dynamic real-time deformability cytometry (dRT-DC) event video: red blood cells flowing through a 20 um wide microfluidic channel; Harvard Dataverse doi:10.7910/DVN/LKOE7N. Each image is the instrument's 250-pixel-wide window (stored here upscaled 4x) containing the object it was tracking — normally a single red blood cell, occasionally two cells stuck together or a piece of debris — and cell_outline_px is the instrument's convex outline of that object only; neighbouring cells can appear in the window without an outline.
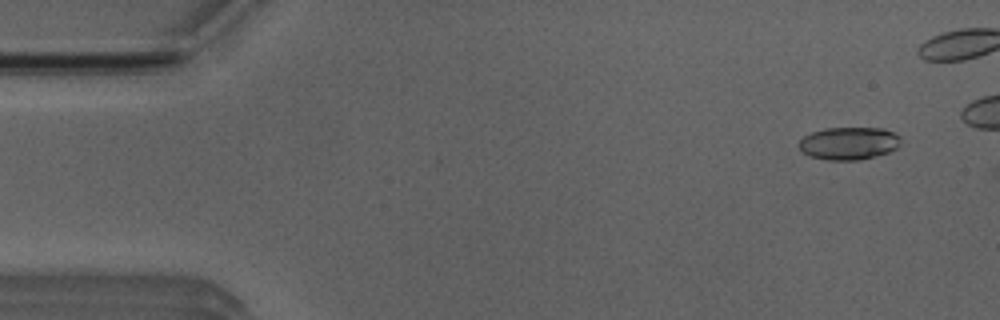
{"species": "Egyptian fruit bat (a non-hibernating species)", "species_latin": "Rousettus aegyptiacus", "temperature_condition": "room temperature", "stored_images_in_passage": 6, "camera_frame_rate_fps": 3000, "um_per_image_px": 0.085, "animal": {"sex": "male"}, "frame": {"image": 1, "passage_image": 2, "time_ms": 1.0, "image_size_px": [1000, 320], "cell_outline_px": [[900, 144], [896, 148], [888, 152], [876, 156], [860, 160], [828, 160], [812, 156], [804, 152], [796, 144], [804, 136], [812, 132], [824, 128], [884, 128], [900, 136]], "centroid_in_image_um": [72.16, 12.18], "position_along_channel_um": 12.8, "area_um2": 19.36}}